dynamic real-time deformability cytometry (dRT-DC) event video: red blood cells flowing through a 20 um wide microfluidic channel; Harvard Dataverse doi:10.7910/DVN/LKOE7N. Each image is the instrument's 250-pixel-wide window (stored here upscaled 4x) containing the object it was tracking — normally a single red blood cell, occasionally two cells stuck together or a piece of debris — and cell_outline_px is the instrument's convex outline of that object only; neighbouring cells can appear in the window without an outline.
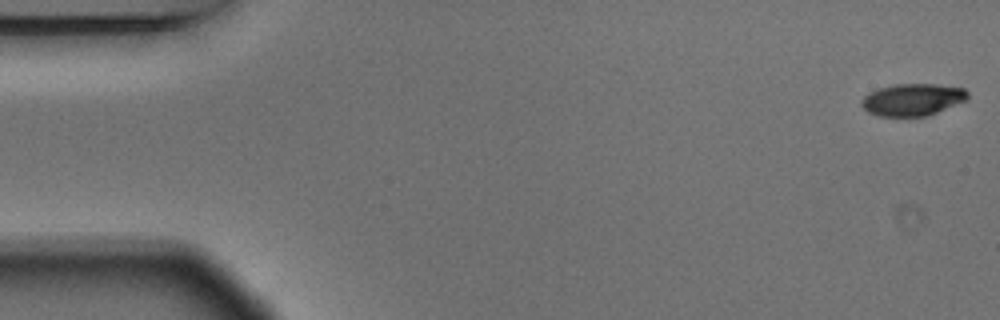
{"species": "Egyptian fruit bat (a non-hibernating species)", "species_latin": "Rousettus aegyptiacus", "temperature_condition": "warm", "stored_images_in_passage": 55, "camera_frame_rate_fps": 3000, "um_per_image_px": 0.085, "animal": {"sex": "male"}, "frame": {"image": 1, "passage_image": 1, "time_ms": 0.0, "image_size_px": [1000, 320], "cell_outline_px": [[968, 100], [936, 112], [924, 116], [876, 116], [868, 112], [860, 104], [860, 100], [868, 92], [892, 84], [936, 84], [964, 88], [968, 92]], "centroid_in_image_um": [77.54, 8.46], "position_along_channel_um": 7.5, "area_um2": 19.94}}
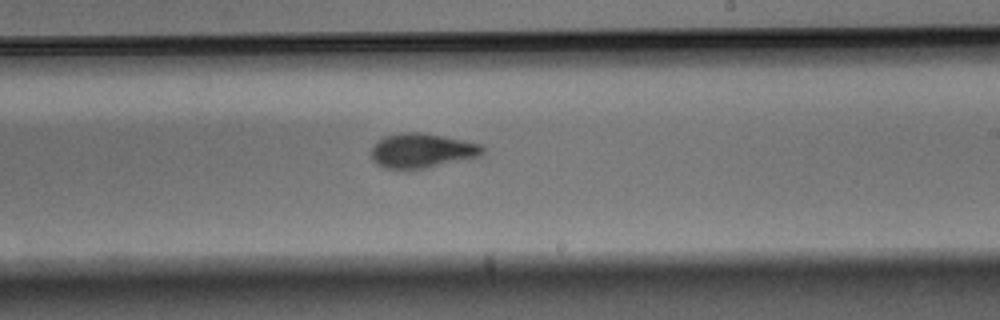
{"frame": {"image": 2, "passage_image": 32, "time_ms": 10.333, "image_size_px": [1000, 320], "cell_outline_px": [[484, 152], [480, 156], [428, 168], [404, 172], [384, 168], [376, 164], [372, 160], [372, 148], [384, 136], [404, 132], [420, 132], [484, 144]], "centroid_in_image_um": [35.86, 12.85], "position_along_channel_um": 253.1, "area_um2": 22.89}}
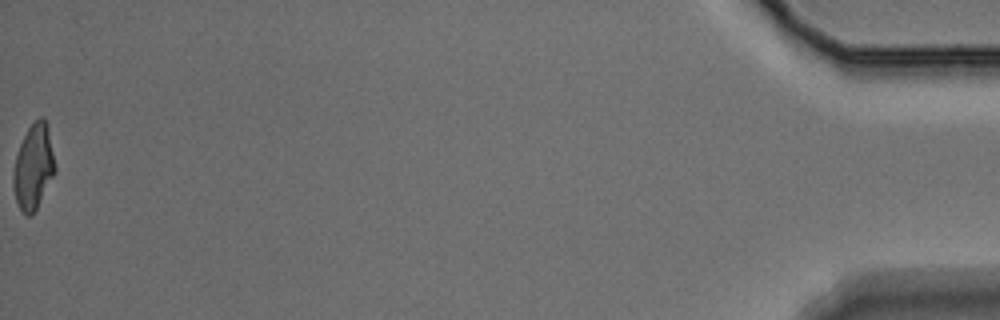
{"frame": {"image": 3, "passage_image": 55, "time_ms": 18.0, "image_size_px": [1000, 320], "cell_outline_px": [[56, 172], [36, 208], [28, 216], [20, 208], [16, 200], [12, 184], [12, 176], [16, 156], [20, 144], [28, 128], [40, 116], [44, 116], [48, 124], [56, 168]], "centroid_in_image_um": [2.86, 14.13], "position_along_channel_um": 432.3, "area_um2": 20.58}, "authors_computed_cell_mechanics": {"area_um2": 21.675, "velocity_mm_per_s": 3.6703, "shape_relaxation_time_tau1_ms": 3.0537, "shape_relaxation_time_tau2_ms": 1.9462, "deformation_change_tau1": 0.1456, "deformation_change_tau2": 0.0689}}